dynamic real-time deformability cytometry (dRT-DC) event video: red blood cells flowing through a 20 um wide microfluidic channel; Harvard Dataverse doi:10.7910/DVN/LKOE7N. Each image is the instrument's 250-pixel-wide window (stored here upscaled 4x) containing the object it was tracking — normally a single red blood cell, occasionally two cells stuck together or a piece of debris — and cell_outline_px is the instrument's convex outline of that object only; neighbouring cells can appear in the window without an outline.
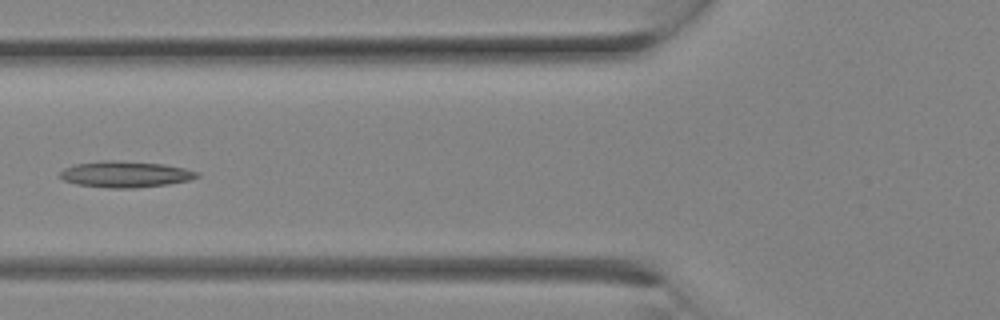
{"species": "Egyptian fruit bat (a non-hibernating species)", "species_latin": "Rousettus aegyptiacus", "temperature_condition": "room temperature", "stored_images_in_passage": 7, "camera_frame_rate_fps": 3000, "um_per_image_px": 0.085, "animal": {"sex": "female"}, "frame": {"image": 1, "passage_image": 6, "time_ms": 1.667, "image_size_px": [1000, 320], "cell_outline_px": [[200, 176], [188, 180], [168, 184], [136, 188], [108, 188], [76, 184], [64, 180], [60, 176], [60, 172], [64, 168], [76, 164], [104, 160], [112, 160], [164, 164], [184, 168], [200, 172]], "centroid_in_image_um": [10.67, 14.81], "position_along_channel_um": 115.1, "area_um2": 20.87}}